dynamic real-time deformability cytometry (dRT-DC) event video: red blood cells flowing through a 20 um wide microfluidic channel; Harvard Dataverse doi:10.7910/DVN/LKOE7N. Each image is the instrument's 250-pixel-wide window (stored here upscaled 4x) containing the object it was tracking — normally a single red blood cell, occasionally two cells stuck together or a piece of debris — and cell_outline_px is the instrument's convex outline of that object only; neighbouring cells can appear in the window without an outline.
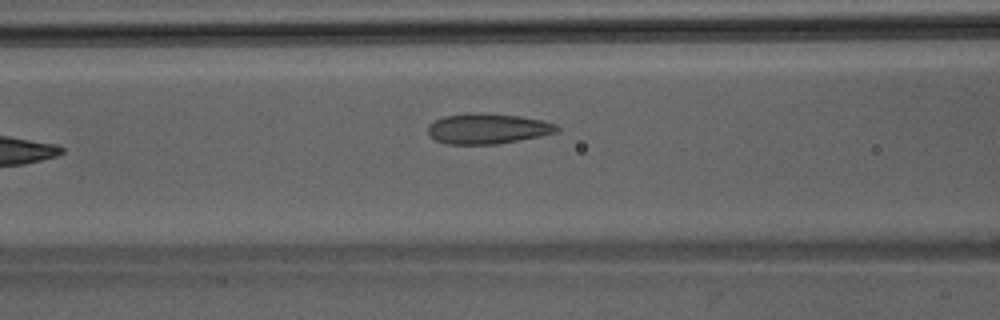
{"species": "Egyptian fruit bat (a non-hibernating species)", "species_latin": "Rousettus aegyptiacus", "temperature_condition": "room temperature", "stored_images_in_passage": 6, "camera_frame_rate_fps": 3000, "um_per_image_px": 0.085, "animal": {"sex": "male"}, "frame": {"image": 1, "passage_image": 6, "time_ms": 1.667, "image_size_px": [1000, 320], "cell_outline_px": [[560, 128], [556, 132], [540, 136], [496, 144], [448, 144], [436, 140], [428, 132], [428, 124], [444, 116], [468, 112], [480, 112], [520, 116], [540, 120], [556, 124]], "centroid_in_image_um": [41.43, 10.92], "position_along_channel_um": 125.2, "area_um2": 22.77}}